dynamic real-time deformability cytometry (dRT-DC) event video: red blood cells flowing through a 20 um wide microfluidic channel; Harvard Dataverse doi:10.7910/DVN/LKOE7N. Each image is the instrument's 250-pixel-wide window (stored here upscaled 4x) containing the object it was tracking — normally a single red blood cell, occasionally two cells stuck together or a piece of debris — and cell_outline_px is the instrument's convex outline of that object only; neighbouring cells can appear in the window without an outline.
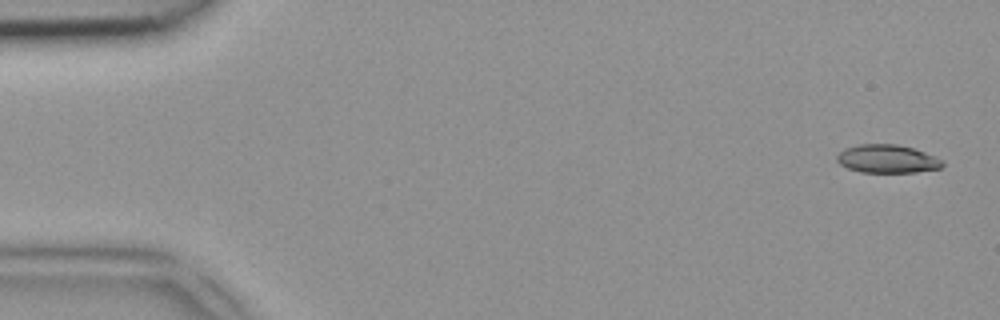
{"species": "common noctule bat (a hibernating species)", "species_latin": "Nyctalus noctula", "temperature_condition": "room temperature", "stored_images_in_passage": 47, "camera_frame_rate_fps": 3000, "um_per_image_px": 0.085, "animal": {"sex": "female", "body_mass_g": 18.4}, "frame": {"image": 1, "passage_image": 2, "time_ms": 0.333, "image_size_px": [1000, 320], "cell_outline_px": [[944, 164], [940, 168], [916, 172], [860, 172], [848, 168], [840, 164], [836, 160], [836, 156], [844, 148], [860, 144], [896, 144], [912, 148], [924, 152], [940, 160]], "centroid_in_image_um": [75.36, 13.5], "position_along_channel_um": 9.6, "area_um2": 17.17}}
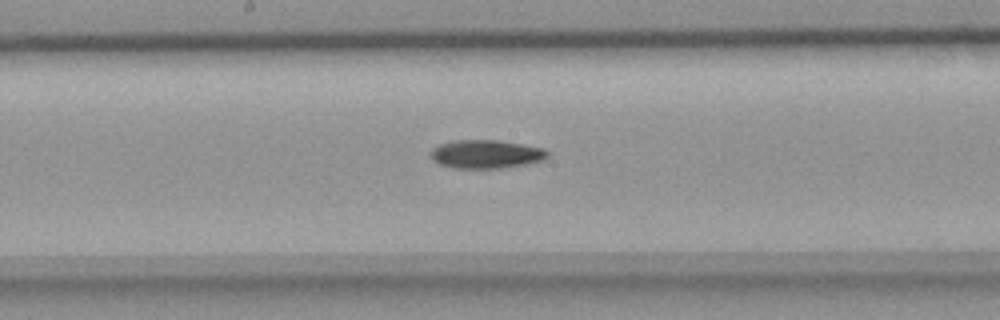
{"frame": {"image": 2, "passage_image": 25, "time_ms": 8.0, "image_size_px": [1000, 320], "cell_outline_px": [[548, 156], [544, 160], [524, 164], [500, 168], [456, 168], [440, 164], [432, 160], [432, 148], [440, 144], [452, 140], [500, 140], [544, 148], [548, 152]], "centroid_in_image_um": [41.32, 13.09], "position_along_channel_um": 206.9, "area_um2": 19.31}}
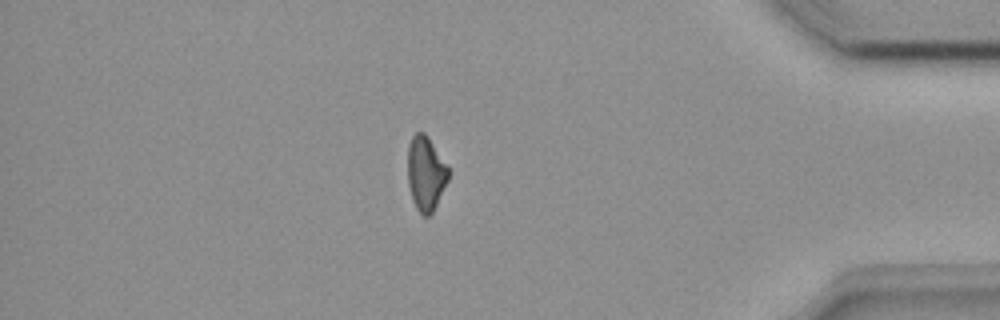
{"frame": {"image": 3, "passage_image": 41, "time_ms": 13.333, "image_size_px": [1000, 320], "cell_outline_px": [[448, 180], [432, 212], [428, 216], [424, 216], [416, 208], [412, 200], [408, 184], [408, 144], [412, 136], [416, 132], [424, 132], [428, 136], [448, 168]], "centroid_in_image_um": [36.16, 14.72], "position_along_channel_um": 399.0, "area_um2": 17.4}}